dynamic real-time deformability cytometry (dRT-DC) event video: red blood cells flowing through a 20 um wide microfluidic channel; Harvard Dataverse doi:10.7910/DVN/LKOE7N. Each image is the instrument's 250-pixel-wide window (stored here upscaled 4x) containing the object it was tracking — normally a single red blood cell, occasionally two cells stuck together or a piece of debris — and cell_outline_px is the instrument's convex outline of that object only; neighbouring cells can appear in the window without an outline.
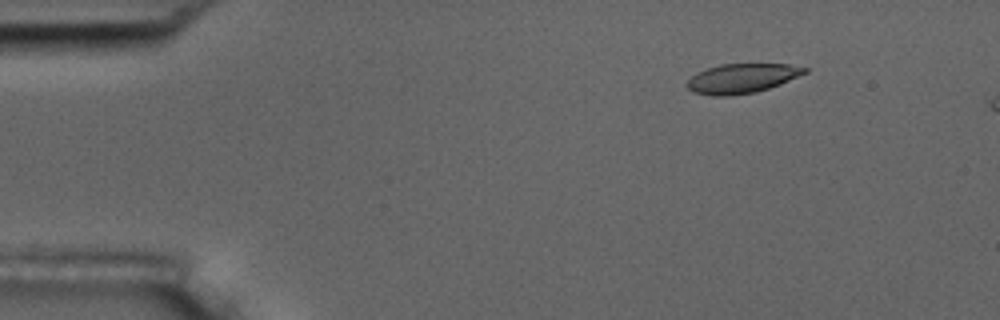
{"species": "common noctule bat (a hibernating species)", "species_latin": "Nyctalus noctula", "temperature_condition": "room temperature", "stored_images_in_passage": 6, "camera_frame_rate_fps": 3000, "um_per_image_px": 0.085, "animal": {"sex": "male", "body_mass_g": 17.5, "forearm_length_mm": 52.3}, "frame": {"image": 1, "passage_image": 3, "time_ms": 0.667, "image_size_px": [1000, 320], "cell_outline_px": [[808, 72], [780, 84], [756, 92], [728, 96], [712, 96], [692, 92], [684, 84], [696, 72], [720, 64], [788, 64], [808, 68]], "centroid_in_image_um": [63.03, 6.67], "position_along_channel_um": 22.0, "area_um2": 20.29}}